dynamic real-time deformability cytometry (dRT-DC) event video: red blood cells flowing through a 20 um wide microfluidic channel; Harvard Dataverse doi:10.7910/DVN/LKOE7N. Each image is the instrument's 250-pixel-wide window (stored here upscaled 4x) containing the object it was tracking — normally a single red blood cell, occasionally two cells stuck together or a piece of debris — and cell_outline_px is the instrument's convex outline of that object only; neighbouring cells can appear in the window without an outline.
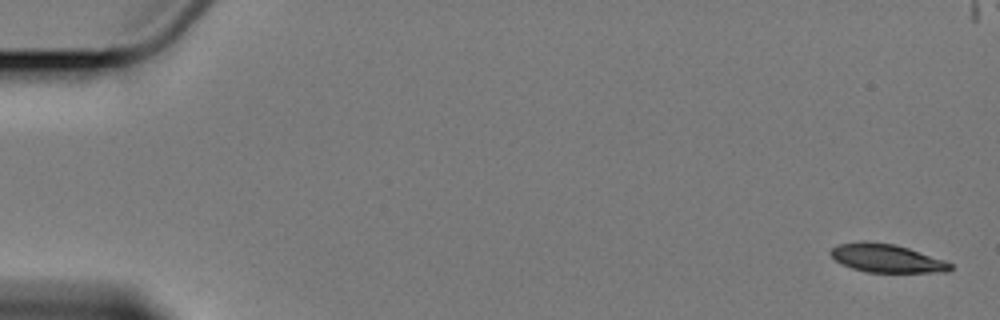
{"species": "Egyptian fruit bat (a non-hibernating species)", "species_latin": "Rousettus aegyptiacus", "temperature_condition": "cold", "stored_images_in_passage": 10, "camera_frame_rate_fps": 3000, "um_per_image_px": 0.085, "animal": {"sex": "female"}, "frame": {"image": 1, "passage_image": 1, "time_ms": 0.0, "image_size_px": [1000, 320], "cell_outline_px": [[952, 268], [948, 272], [868, 272], [852, 268], [836, 260], [828, 252], [836, 244], [860, 240], [864, 240], [896, 244], [944, 260], [952, 264]], "centroid_in_image_um": [75.33, 21.93], "position_along_channel_um": 9.7, "area_um2": 19.83}}
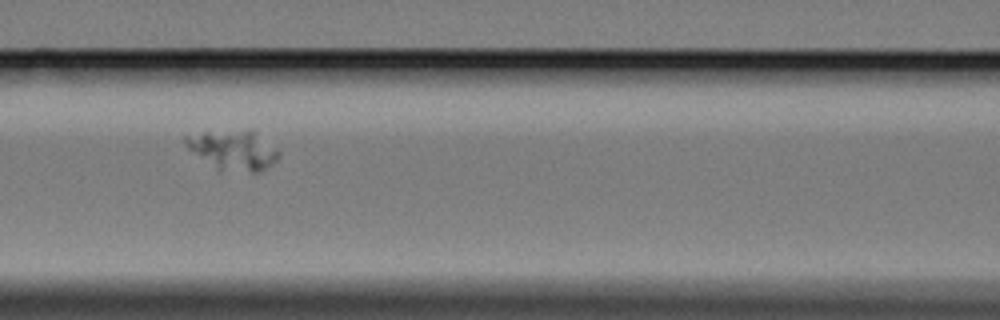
{"frame": {"image": 2, "passage_image": 9, "time_ms": 9.667, "image_size_px": [1000, 320], "cell_outline_px": [[280, 156], [272, 164], [260, 172], [252, 172], [216, 168], [188, 148], [184, 144], [184, 136], [204, 132], [252, 128], [276, 148], [280, 152]], "centroid_in_image_um": [19.87, 12.71], "position_along_channel_um": 146.7, "area_um2": 21.44}}
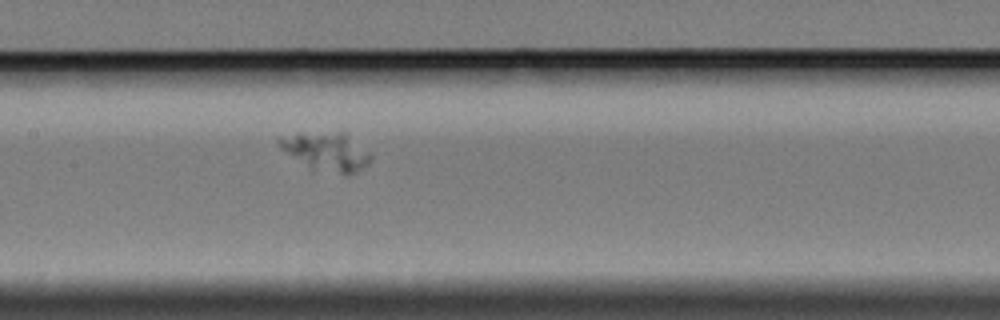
{"frame": {"image": 3, "passage_image": 10, "time_ms": 10.667, "image_size_px": [1000, 320], "cell_outline_px": [[372, 156], [364, 164], [352, 172], [340, 172], [312, 164], [280, 148], [276, 140], [276, 136], [300, 132], [348, 132]], "centroid_in_image_um": [27.72, 12.72], "position_along_channel_um": 179.7, "area_um2": 18.96}}